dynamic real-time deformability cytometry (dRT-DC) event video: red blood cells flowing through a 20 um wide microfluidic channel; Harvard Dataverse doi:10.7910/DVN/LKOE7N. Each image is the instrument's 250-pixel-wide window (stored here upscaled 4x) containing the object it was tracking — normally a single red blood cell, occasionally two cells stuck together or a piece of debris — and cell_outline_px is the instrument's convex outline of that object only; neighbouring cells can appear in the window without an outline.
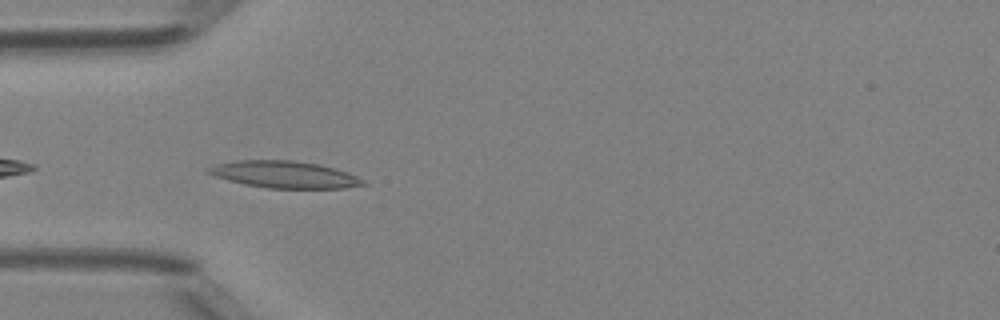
{"species": "Egyptian fruit bat (a non-hibernating species)", "species_latin": "Rousettus aegyptiacus", "temperature_condition": "room temperature", "stored_images_in_passage": 9, "camera_frame_rate_fps": 3000, "um_per_image_px": 0.085, "animal": {"sex": "female"}, "frame": {"image": 1, "passage_image": 2, "time_ms": 0.333, "image_size_px": [1000, 320], "cell_outline_px": [[368, 184], [344, 188], [268, 188], [244, 184], [228, 180], [216, 176], [208, 172], [204, 168], [216, 164], [236, 160], [292, 160], [320, 164], [336, 168], [348, 172], [364, 180]], "centroid_in_image_um": [24.19, 14.83], "position_along_channel_um": 60.8, "area_um2": 24.33}}
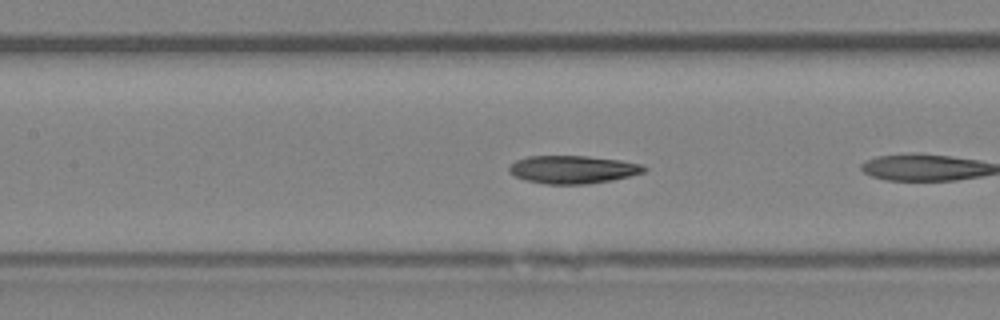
{"frame": {"image": 2, "passage_image": 7, "time_ms": 2.0, "image_size_px": [1000, 320], "cell_outline_px": [[648, 168], [644, 172], [612, 180], [588, 184], [544, 184], [528, 180], [516, 176], [508, 172], [508, 168], [516, 160], [528, 156], [588, 156], [620, 160], [640, 164]], "centroid_in_image_um": [48.69, 14.4], "position_along_channel_um": 158.7, "area_um2": 21.85}}